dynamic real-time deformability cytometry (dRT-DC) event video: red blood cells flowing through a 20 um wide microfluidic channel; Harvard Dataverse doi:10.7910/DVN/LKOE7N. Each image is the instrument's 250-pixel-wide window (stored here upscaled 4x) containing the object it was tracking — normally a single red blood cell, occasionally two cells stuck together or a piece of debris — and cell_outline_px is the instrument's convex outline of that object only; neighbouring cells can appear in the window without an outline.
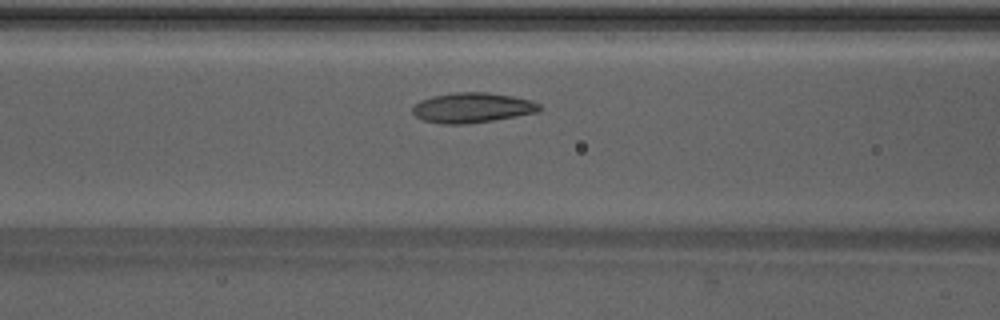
{"species": "Egyptian fruit bat (a non-hibernating species)", "species_latin": "Rousettus aegyptiacus", "temperature_condition": "warm", "stored_images_in_passage": 41, "camera_frame_rate_fps": 3000, "um_per_image_px": 0.085, "animal": {"sex": "male"}, "frame": {"image": 1, "passage_image": 13, "time_ms": 4.0, "image_size_px": [1000, 320], "cell_outline_px": [[544, 108], [540, 112], [468, 124], [440, 124], [424, 120], [416, 116], [412, 112], [412, 108], [420, 100], [432, 96], [456, 92], [484, 92], [512, 96], [528, 100], [540, 104]], "centroid_in_image_um": [40.15, 9.16], "position_along_channel_um": 126.4, "area_um2": 22.2}}
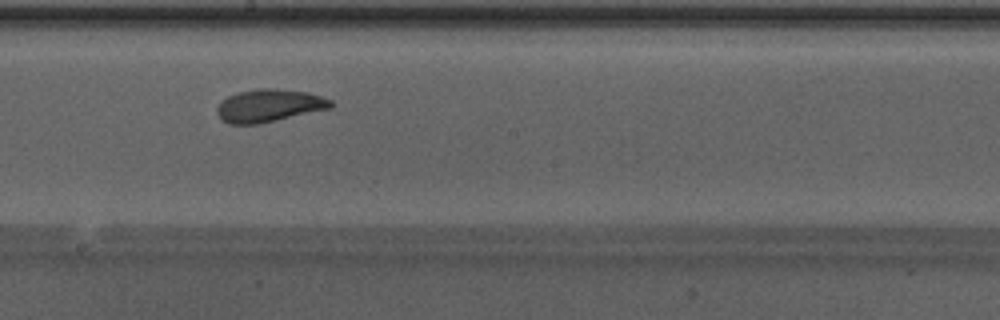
{"frame": {"image": 2, "passage_image": 20, "time_ms": 6.333, "image_size_px": [1000, 320], "cell_outline_px": [[332, 108], [276, 120], [256, 124], [228, 124], [220, 120], [216, 112], [216, 108], [220, 100], [236, 92], [264, 88], [276, 88], [308, 92], [332, 100]], "centroid_in_image_um": [22.82, 8.97], "position_along_channel_um": 225.4, "area_um2": 21.85}}
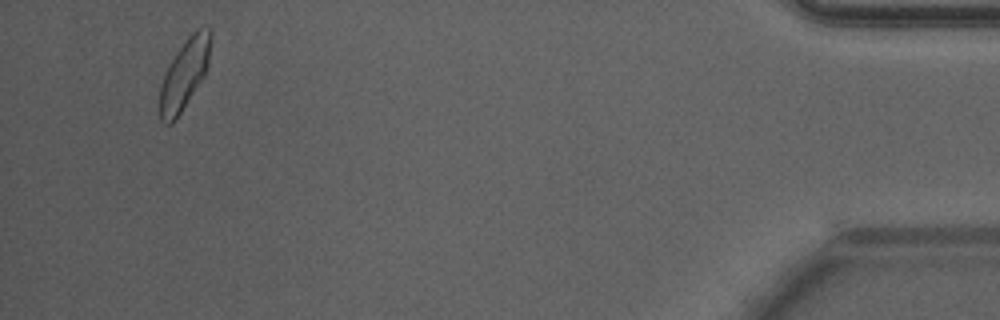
{"frame": {"image": 3, "passage_image": 39, "time_ms": 12.667, "image_size_px": [1000, 320], "cell_outline_px": [[212, 36], [208, 68], [204, 76], [176, 120], [172, 124], [164, 124], [160, 120], [160, 84], [164, 72], [168, 64], [176, 52], [188, 36], [200, 24], [208, 28], [212, 32]], "centroid_in_image_um": [15.69, 6.27], "position_along_channel_um": 419.5, "area_um2": 21.27}, "authors_computed_cell_mechanics": {"area_um2": 21.5594, "velocity_mm_per_s": 4.2451, "shape_relaxation_time_tau1_ms": 4.6407, "shape_relaxation_time_tau2_ms": 0.9873, "deformation_change_tau1": 0.1472, "deformation_change_tau2": 0.0645}}